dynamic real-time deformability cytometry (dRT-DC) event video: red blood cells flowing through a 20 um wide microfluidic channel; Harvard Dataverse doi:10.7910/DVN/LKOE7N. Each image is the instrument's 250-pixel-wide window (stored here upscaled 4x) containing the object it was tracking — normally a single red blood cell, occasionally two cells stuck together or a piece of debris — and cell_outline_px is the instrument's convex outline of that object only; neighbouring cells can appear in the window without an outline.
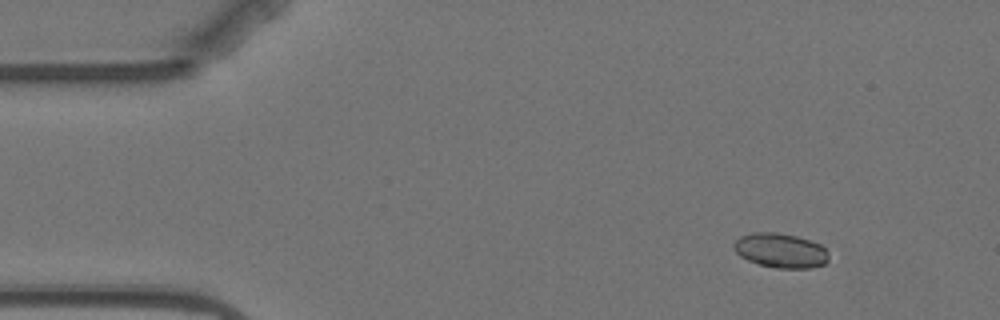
{"species": "Egyptian fruit bat (a non-hibernating species)", "species_latin": "Rousettus aegyptiacus", "temperature_condition": "warm", "stored_images_in_passage": 5, "camera_frame_rate_fps": 3000, "um_per_image_px": 0.085, "animal": {"sex": "female"}, "frame": {"image": 1, "passage_image": 1, "time_ms": 0.0, "image_size_px": [1000, 320], "cell_outline_px": [[828, 260], [824, 264], [812, 268], [776, 268], [760, 264], [748, 260], [740, 256], [732, 248], [732, 244], [740, 236], [752, 232], [776, 232], [796, 236], [820, 244], [828, 252]], "centroid_in_image_um": [66.33, 21.29], "position_along_channel_um": 18.7, "area_um2": 19.13}}
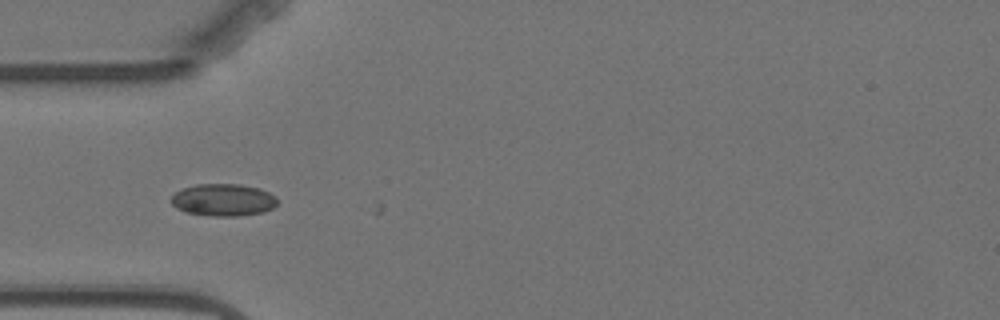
{"frame": {"image": 2, "passage_image": 4, "time_ms": 3.667, "image_size_px": [1000, 320], "cell_outline_px": [[280, 200], [272, 208], [264, 212], [240, 216], [208, 216], [188, 212], [176, 208], [168, 200], [176, 192], [184, 188], [196, 184], [240, 184], [260, 188], [276, 196]], "centroid_in_image_um": [19.0, 16.99], "position_along_channel_um": 66.0, "area_um2": 20.17}}